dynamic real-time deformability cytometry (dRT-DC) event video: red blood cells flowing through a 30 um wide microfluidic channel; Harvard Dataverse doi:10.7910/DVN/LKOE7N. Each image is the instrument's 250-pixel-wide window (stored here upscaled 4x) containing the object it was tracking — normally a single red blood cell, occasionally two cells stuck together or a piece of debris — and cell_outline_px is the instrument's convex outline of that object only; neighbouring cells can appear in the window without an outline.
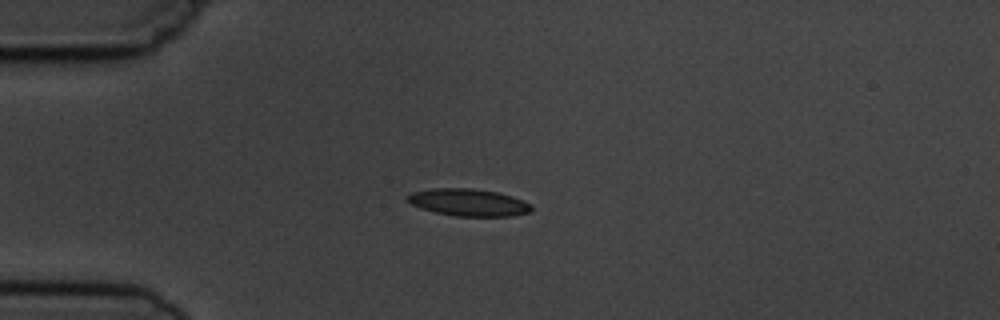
{"species": "common noctule bat (a hibernating species)", "species_latin": "Nyctalus noctula", "temperature_condition": "cold", "stored_images_in_passage": 5, "camera_frame_rate_fps": 3000, "um_per_image_px": 0.085, "animal": {"sex": "male", "body_mass_g": 19.5, "forearm_length_mm": 54.6}, "frame": {"image": 1, "passage_image": 4, "time_ms": 3.333, "image_size_px": [1000, 320], "cell_outline_px": [[532, 212], [512, 216], [456, 216], [436, 212], [420, 208], [412, 204], [408, 200], [408, 196], [412, 192], [432, 188], [472, 188], [496, 192], [512, 196], [524, 200], [532, 204]], "centroid_in_image_um": [39.88, 17.2], "position_along_channel_um": 45.1, "area_um2": 19.65}}